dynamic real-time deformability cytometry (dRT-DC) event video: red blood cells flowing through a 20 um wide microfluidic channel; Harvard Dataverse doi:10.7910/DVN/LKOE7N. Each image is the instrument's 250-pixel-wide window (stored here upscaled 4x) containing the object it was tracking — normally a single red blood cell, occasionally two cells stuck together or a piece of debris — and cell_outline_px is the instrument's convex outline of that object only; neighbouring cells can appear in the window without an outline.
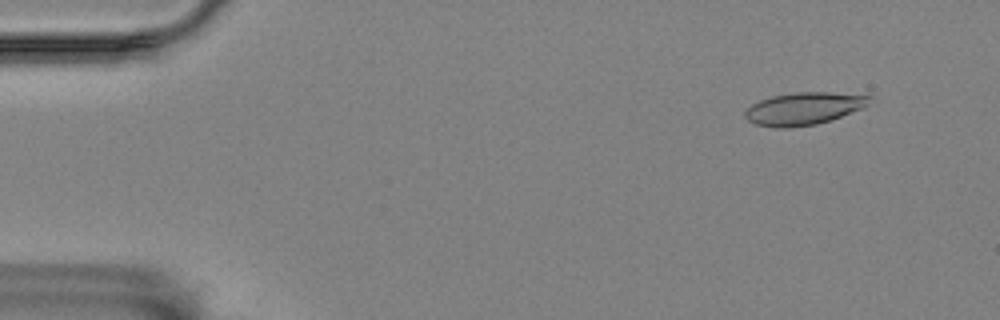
{"species": "Egyptian fruit bat (a non-hibernating species)", "species_latin": "Rousettus aegyptiacus", "temperature_condition": "room temperature", "stored_images_in_passage": 5, "camera_frame_rate_fps": 3000, "um_per_image_px": 0.085, "animal": {"sex": "female"}, "frame": {"image": 1, "passage_image": 2, "time_ms": 1.0, "image_size_px": [1000, 320], "cell_outline_px": [[872, 96], [868, 104], [864, 108], [816, 124], [788, 128], [772, 128], [756, 124], [748, 120], [744, 116], [744, 112], [752, 104], [760, 100], [772, 96], [796, 92], [828, 92]], "centroid_in_image_um": [68.29, 9.23], "position_along_channel_um": 16.7, "area_um2": 23.41}}
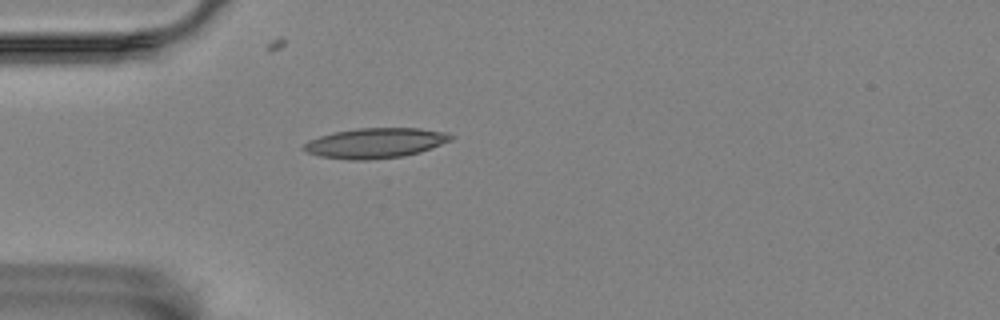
{"frame": {"image": 2, "passage_image": 5, "time_ms": 4.667, "image_size_px": [1000, 320], "cell_outline_px": [[456, 136], [452, 140], [432, 148], [420, 152], [404, 156], [368, 160], [348, 160], [320, 156], [308, 152], [300, 148], [308, 140], [332, 132], [356, 128], [420, 128], [448, 132]], "centroid_in_image_um": [31.93, 12.15], "position_along_channel_um": 53.1, "area_um2": 26.13}}